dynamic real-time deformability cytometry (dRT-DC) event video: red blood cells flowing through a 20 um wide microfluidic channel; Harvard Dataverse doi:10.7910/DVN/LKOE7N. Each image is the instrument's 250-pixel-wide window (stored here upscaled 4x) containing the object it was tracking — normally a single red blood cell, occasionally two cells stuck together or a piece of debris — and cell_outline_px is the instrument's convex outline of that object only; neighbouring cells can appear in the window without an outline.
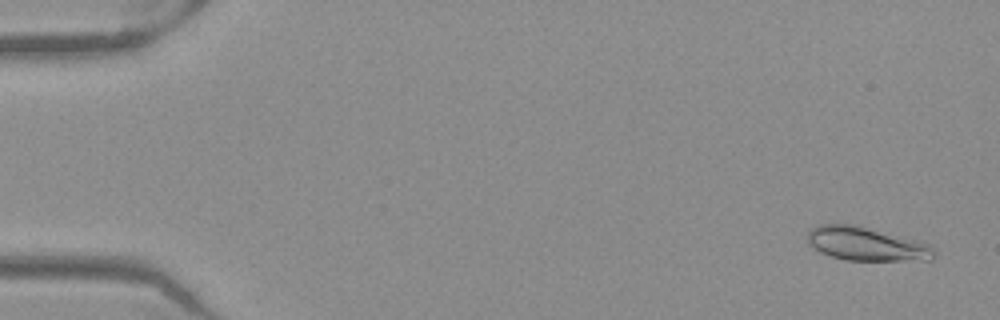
{"species": "Egyptian fruit bat (a non-hibernating species)", "species_latin": "Rousettus aegyptiacus", "temperature_condition": "warm", "stored_images_in_passage": 50, "camera_frame_rate_fps": 3000, "um_per_image_px": 0.085, "frame": {"image": 1, "passage_image": 1, "time_ms": 0.0, "image_size_px": [1000, 320], "cell_outline_px": [[936, 256], [932, 260], [844, 260], [820, 252], [808, 244], [808, 232], [812, 228], [820, 224], [852, 224], [928, 244], [936, 248]], "centroid_in_image_um": [73.64, 20.75], "position_along_channel_um": 11.4, "area_um2": 24.45}}
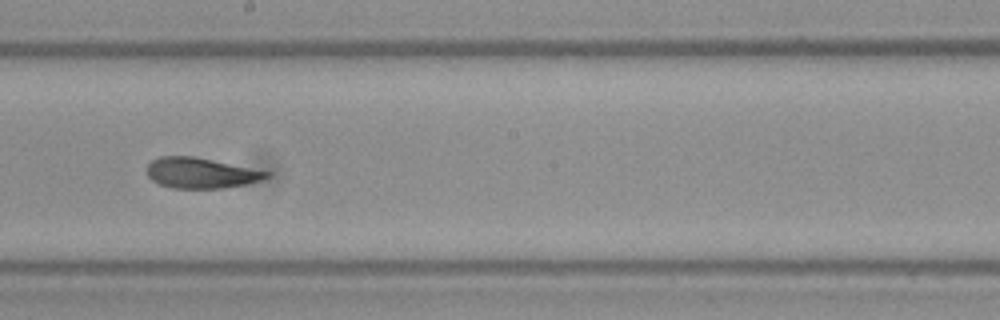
{"frame": {"image": 2, "passage_image": 28, "time_ms": 9.0, "image_size_px": [1000, 320], "cell_outline_px": [[272, 172], [268, 176], [260, 180], [244, 184], [224, 188], [172, 188], [160, 184], [152, 180], [148, 176], [148, 164], [152, 160], [160, 156], [196, 156]], "centroid_in_image_um": [17.08, 14.69], "position_along_channel_um": 231.1, "area_um2": 21.21}}
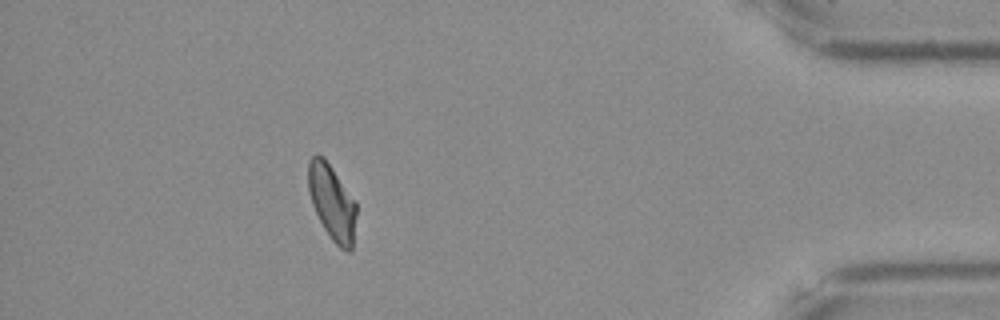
{"frame": {"image": 3, "passage_image": 45, "time_ms": 14.667, "image_size_px": [1000, 320], "cell_outline_px": [[356, 212], [352, 252], [348, 252], [340, 248], [332, 240], [324, 228], [312, 204], [308, 192], [308, 160], [316, 152], [324, 156], [356, 204]], "centroid_in_image_um": [28.19, 17.18], "position_along_channel_um": 407.0, "area_um2": 20.98}, "authors_computed_cell_mechanics": {"area_um2": 22.1374, "velocity_mm_per_s": 3.96, "shape_relaxation_time_tau1_ms": 11.0596, "shape_relaxation_time_tau2_ms": 1.6043, "deformation_change_tau1": 0.2258, "deformation_change_tau2": 0.0628}}